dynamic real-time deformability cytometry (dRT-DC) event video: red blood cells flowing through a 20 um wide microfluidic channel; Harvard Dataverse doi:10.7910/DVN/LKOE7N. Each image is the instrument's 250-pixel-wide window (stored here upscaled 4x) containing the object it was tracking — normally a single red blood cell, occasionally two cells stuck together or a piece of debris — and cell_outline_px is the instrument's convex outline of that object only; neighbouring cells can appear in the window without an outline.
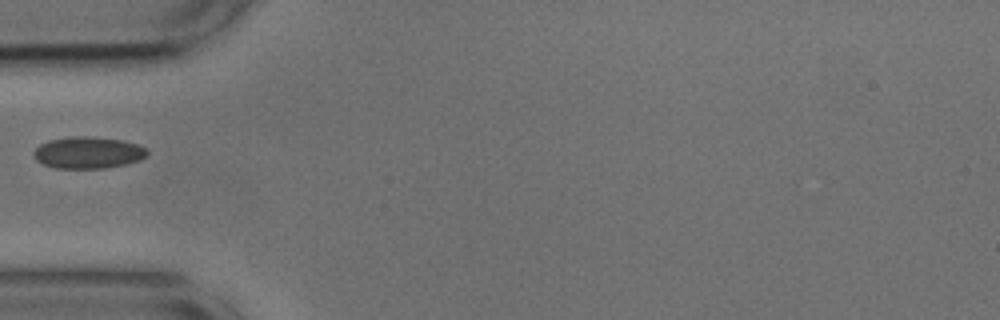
{"species": "common noctule bat (a hibernating species)", "species_latin": "Nyctalus noctula", "temperature_condition": "cold", "stored_images_in_passage": 38, "camera_frame_rate_fps": 3000, "um_per_image_px": 0.085, "animal": {"sex": "male", "body_mass_g": 17.9, "forearm_length_mm": 54.2}, "frame": {"image": 1, "passage_image": 1, "time_ms": 0.0, "image_size_px": [1000, 320], "cell_outline_px": [[148, 156], [140, 160], [124, 164], [104, 168], [56, 168], [44, 164], [36, 160], [32, 152], [40, 144], [48, 140], [72, 136], [84, 136], [124, 140], [140, 144], [148, 148]], "centroid_in_image_um": [7.52, 12.96], "position_along_channel_um": 77.5, "area_um2": 21.15}}
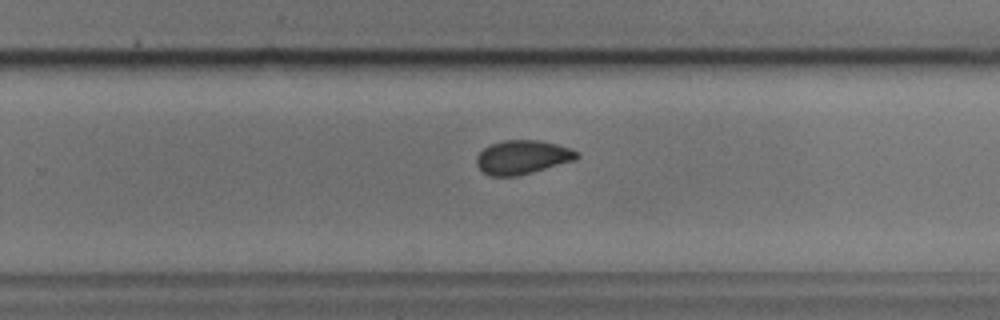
{"frame": {"image": 2, "passage_image": 18, "time_ms": 5.667, "image_size_px": [1000, 320], "cell_outline_px": [[580, 156], [576, 160], [532, 172], [516, 176], [492, 176], [484, 172], [476, 164], [476, 156], [488, 144], [504, 140], [540, 140], [556, 144], [580, 152]], "centroid_in_image_um": [44.41, 13.35], "position_along_channel_um": 285.4, "area_um2": 19.83}}
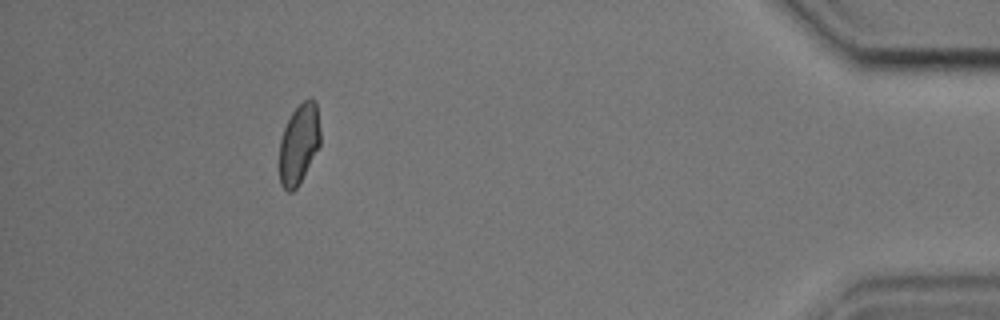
{"frame": {"image": 3, "passage_image": 33, "time_ms": 10.667, "image_size_px": [1000, 320], "cell_outline_px": [[320, 144], [296, 188], [292, 192], [288, 192], [280, 184], [280, 140], [284, 128], [292, 112], [304, 100], [316, 100], [320, 132]], "centroid_in_image_um": [25.4, 12.23], "position_along_channel_um": 409.8, "area_um2": 18.67}}